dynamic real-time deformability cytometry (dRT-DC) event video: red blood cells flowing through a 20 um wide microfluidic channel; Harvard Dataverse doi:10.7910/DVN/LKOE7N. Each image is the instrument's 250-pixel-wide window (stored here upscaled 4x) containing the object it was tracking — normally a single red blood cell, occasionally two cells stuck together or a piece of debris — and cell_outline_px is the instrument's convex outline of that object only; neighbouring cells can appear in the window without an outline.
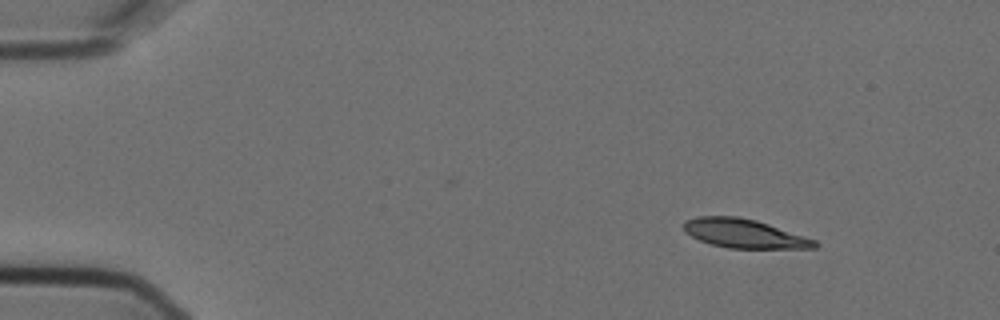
{"species": "Egyptian fruit bat (a non-hibernating species)", "species_latin": "Rousettus aegyptiacus", "temperature_condition": "cold", "stored_images_in_passage": 5, "segment_of_instrument_passage": [1, 2], "camera_frame_rate_fps": 3000, "um_per_image_px": 0.085, "animal": {"sex": "female"}, "frame": {"image": 1, "passage_image": 1, "time_ms": 0.0, "image_size_px": [1000, 320], "cell_outline_px": [[820, 244], [816, 248], [728, 248], [712, 244], [700, 240], [684, 232], [684, 220], [700, 216], [740, 216], [756, 220], [816, 240]], "centroid_in_image_um": [63.26, 19.84], "position_along_channel_um": 21.7, "area_um2": 21.96}}